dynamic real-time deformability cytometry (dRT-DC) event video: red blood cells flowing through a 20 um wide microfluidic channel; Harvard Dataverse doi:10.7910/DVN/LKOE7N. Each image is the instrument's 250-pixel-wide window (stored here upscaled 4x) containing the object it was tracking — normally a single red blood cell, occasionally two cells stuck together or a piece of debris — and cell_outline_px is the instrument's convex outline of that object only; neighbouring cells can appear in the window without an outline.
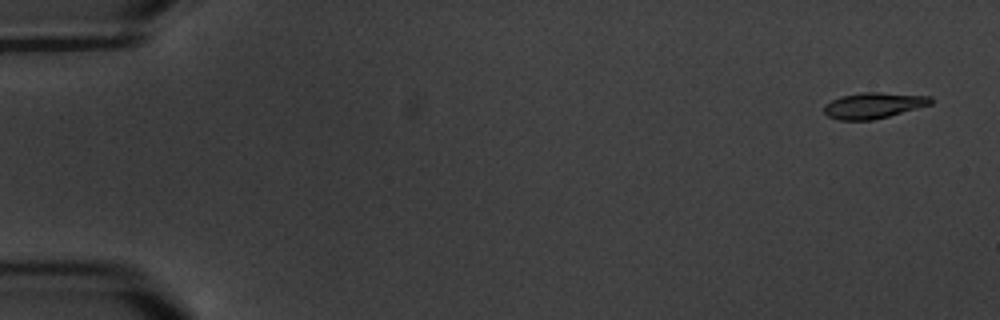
{"species": "common noctule bat (a hibernating species)", "species_latin": "Nyctalus noctula", "temperature_condition": "warm", "stored_images_in_passage": 3, "camera_frame_rate_fps": 3000, "um_per_image_px": 0.085, "animal": {"sex": "male", "body_mass_g": 20.1, "forearm_length_mm": 53.5}, "frame": {"image": 1, "passage_image": 1, "time_ms": 0.0, "image_size_px": [1000, 320], "cell_outline_px": [[932, 104], [888, 116], [872, 120], [840, 120], [828, 116], [824, 112], [824, 104], [840, 96], [864, 92], [876, 92], [932, 96]], "centroid_in_image_um": [74.24, 8.96], "position_along_channel_um": 10.8, "area_um2": 16.01}}